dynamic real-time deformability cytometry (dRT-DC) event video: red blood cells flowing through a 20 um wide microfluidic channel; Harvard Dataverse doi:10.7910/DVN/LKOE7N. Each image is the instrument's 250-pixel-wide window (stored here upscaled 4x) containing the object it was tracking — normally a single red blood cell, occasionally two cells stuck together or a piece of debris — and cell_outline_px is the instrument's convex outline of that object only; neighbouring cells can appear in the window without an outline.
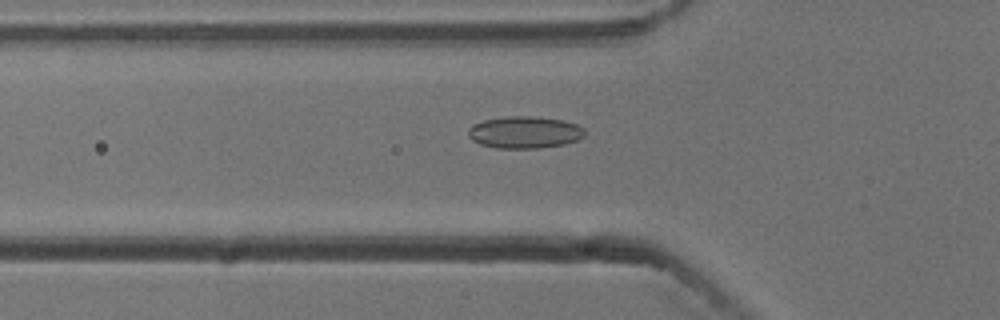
{"species": "common noctule bat (a hibernating species)", "species_latin": "Nyctalus noctula", "temperature_condition": "cold", "stored_images_in_passage": 54, "camera_frame_rate_fps": 3000, "um_per_image_px": 0.085, "animal": {"sex": "male", "body_mass_g": 13.3}, "frame": {"image": 1, "passage_image": 18, "time_ms": 5.667, "image_size_px": [1000, 320], "cell_outline_px": [[584, 136], [580, 140], [564, 144], [536, 148], [496, 148], [480, 144], [472, 140], [468, 136], [468, 128], [472, 124], [484, 120], [504, 116], [528, 116], [564, 120], [576, 124], [584, 128]], "centroid_in_image_um": [44.58, 11.24], "position_along_channel_um": 81.2, "area_um2": 21.85}}
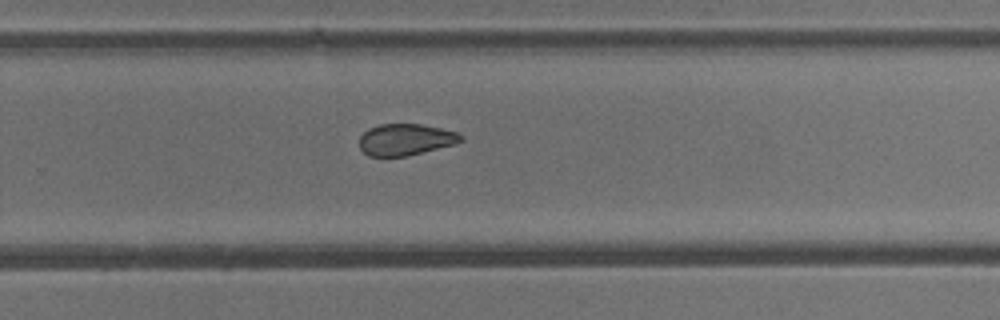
{"frame": {"image": 2, "passage_image": 35, "time_ms": 11.333, "image_size_px": [1000, 320], "cell_outline_px": [[464, 140], [456, 144], [408, 156], [368, 156], [360, 148], [360, 136], [368, 128], [380, 124], [420, 124], [460, 132]], "centroid_in_image_um": [34.5, 11.86], "position_along_channel_um": 295.3, "area_um2": 18.79}}
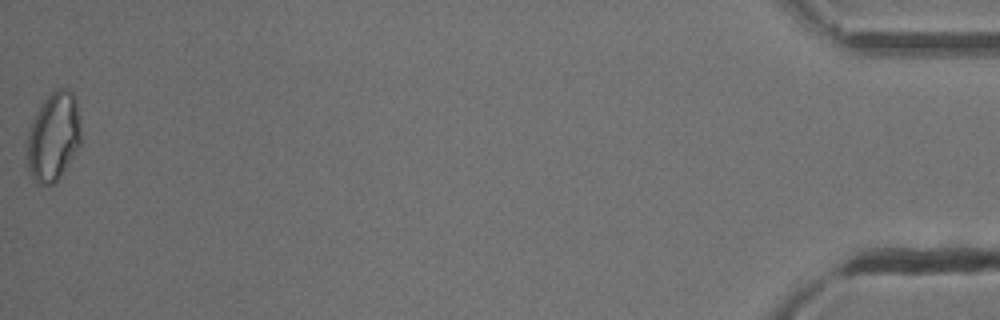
{"frame": {"image": 3, "passage_image": 54, "time_ms": 17.667, "image_size_px": [1000, 320], "cell_outline_px": [[80, 144], [56, 184], [36, 184], [28, 172], [28, 136], [36, 112], [44, 100], [56, 88], [68, 88], [76, 96], [80, 116]], "centroid_in_image_um": [4.57, 11.62], "position_along_channel_um": 430.6, "area_um2": 27.86}, "authors_computed_cell_mechanics": {"area_um2": 21.5305, "velocity_mm_per_s": 3.7728, "shape_relaxation_time_tau1_ms": null, "shape_relaxation_time_tau2_ms": 1.9794, "deformation_change_tau1": null, "deformation_change_tau2": 0.0684}}